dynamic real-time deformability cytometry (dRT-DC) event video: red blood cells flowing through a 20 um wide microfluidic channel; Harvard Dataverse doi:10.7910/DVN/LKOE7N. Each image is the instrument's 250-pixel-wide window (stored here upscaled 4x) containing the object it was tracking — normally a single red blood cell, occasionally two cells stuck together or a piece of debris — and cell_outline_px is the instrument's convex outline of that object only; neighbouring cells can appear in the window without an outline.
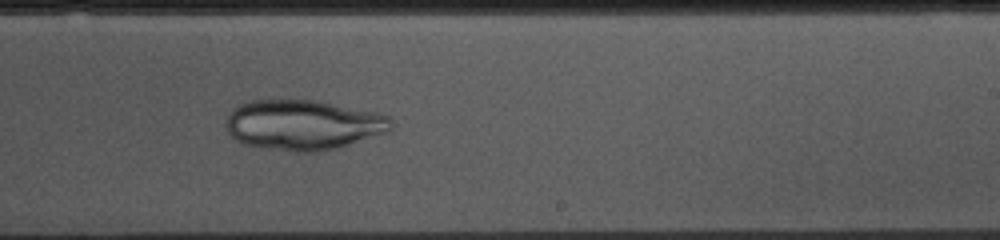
{"species": "common noctule bat (a hibernating species)", "species_latin": "Nyctalus noctula", "temperature_condition": "cold", "stored_images_in_passage": 52, "camera_frame_rate_fps": 3000, "um_per_image_px": 0.085, "animal": {"sex": "female", "body_mass_g": 10.0, "forearm_length_mm": 53.1}, "frame": {"image": 1, "passage_image": 30, "time_ms": 9.667, "image_size_px": [1000, 240], "cell_outline_px": [[392, 128], [388, 132], [340, 148], [316, 152], [296, 152], [244, 144], [236, 140], [228, 132], [228, 112], [236, 104], [248, 100], [316, 100], [376, 112], [388, 116], [392, 120]], "centroid_in_image_um": [25.79, 10.61], "position_along_channel_um": 263.2, "area_um2": 48.49}}
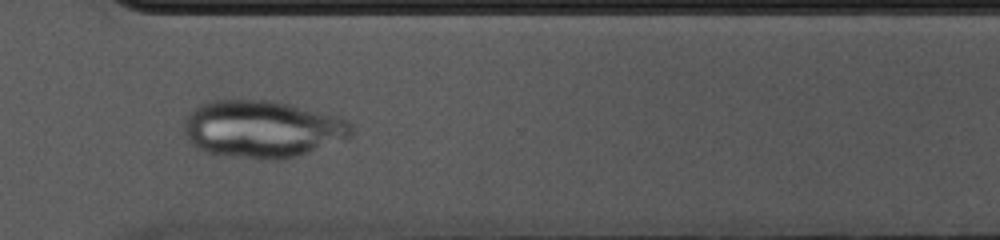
{"frame": {"image": 2, "passage_image": 37, "time_ms": 12.0, "image_size_px": [1000, 240], "cell_outline_px": [[352, 136], [296, 156], [280, 160], [264, 160], [216, 156], [204, 152], [192, 144], [184, 136], [184, 120], [188, 112], [200, 104], [208, 100], [272, 100], [340, 116], [348, 120], [352, 124]], "centroid_in_image_um": [22.23, 10.98], "position_along_channel_um": 348.4, "area_um2": 56.64}}
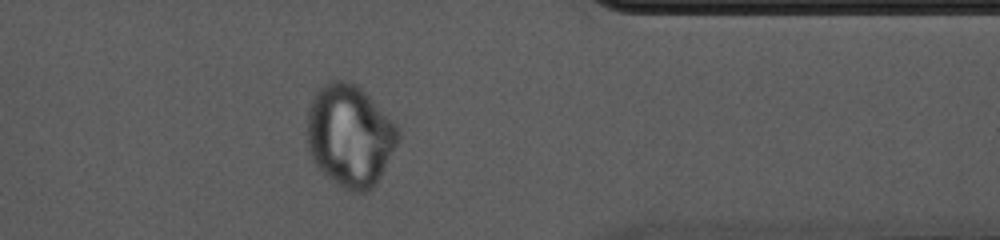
{"frame": {"image": 3, "passage_image": 41, "time_ms": 13.333, "image_size_px": [1000, 240], "cell_outline_px": [[400, 140], [376, 184], [372, 188], [364, 192], [348, 192], [332, 180], [312, 160], [308, 148], [308, 112], [312, 100], [316, 92], [328, 80], [348, 80], [356, 84], [400, 128]], "centroid_in_image_um": [29.76, 11.54], "position_along_channel_um": 381.6, "area_um2": 53.87}}